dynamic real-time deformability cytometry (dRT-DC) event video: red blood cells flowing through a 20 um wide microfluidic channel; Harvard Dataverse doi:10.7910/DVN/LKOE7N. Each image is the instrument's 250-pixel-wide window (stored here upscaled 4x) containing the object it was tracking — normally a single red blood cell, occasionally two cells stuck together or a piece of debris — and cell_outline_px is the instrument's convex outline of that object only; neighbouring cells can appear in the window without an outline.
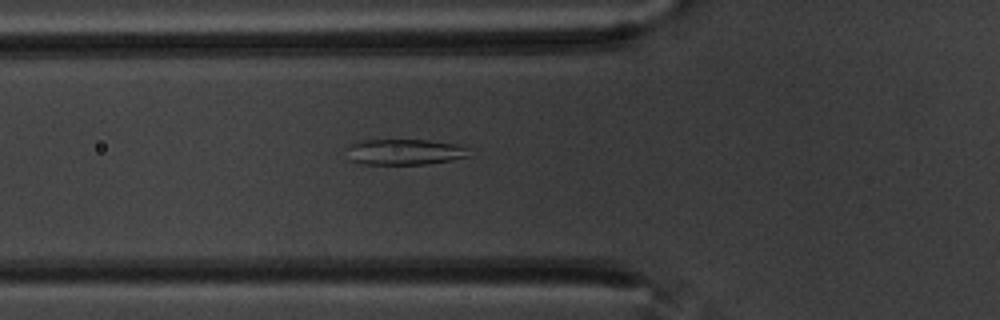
{"species": "common noctule bat (a hibernating species)", "species_latin": "Nyctalus noctula", "temperature_condition": "warm", "stored_images_in_passage": 44, "camera_frame_rate_fps": 3000, "um_per_image_px": 0.085, "animal": {"sex": "male", "body_mass_g": 20.1, "forearm_length_mm": 53.5}, "frame": {"image": 1, "passage_image": 7, "time_ms": 2.0, "image_size_px": [1000, 320], "cell_outline_px": [[472, 156], [452, 160], [424, 164], [364, 164], [352, 160], [344, 148], [352, 144], [364, 140], [428, 140], [452, 144], [468, 148]], "centroid_in_image_um": [34.41, 12.92], "position_along_channel_um": 91.4, "area_um2": 18.26}}
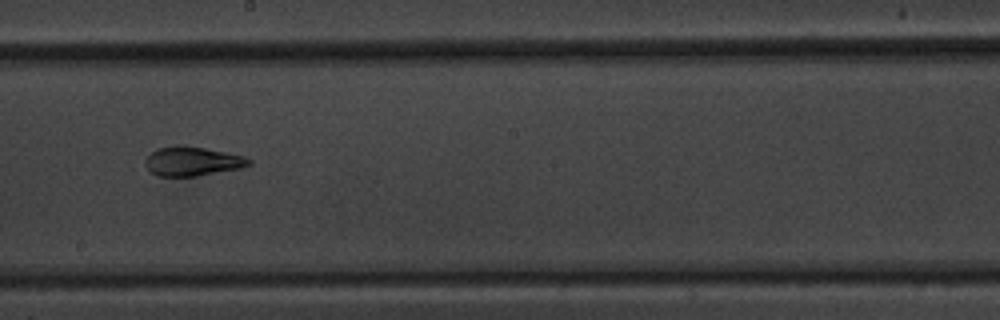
{"frame": {"image": 2, "passage_image": 19, "time_ms": 6.0, "image_size_px": [1000, 320], "cell_outline_px": [[252, 164], [240, 168], [196, 176], [156, 176], [144, 164], [144, 160], [156, 148], [176, 144], [180, 144], [204, 148], [244, 156], [252, 160]], "centroid_in_image_um": [16.32, 13.7], "position_along_channel_um": 231.9, "area_um2": 17.69}}
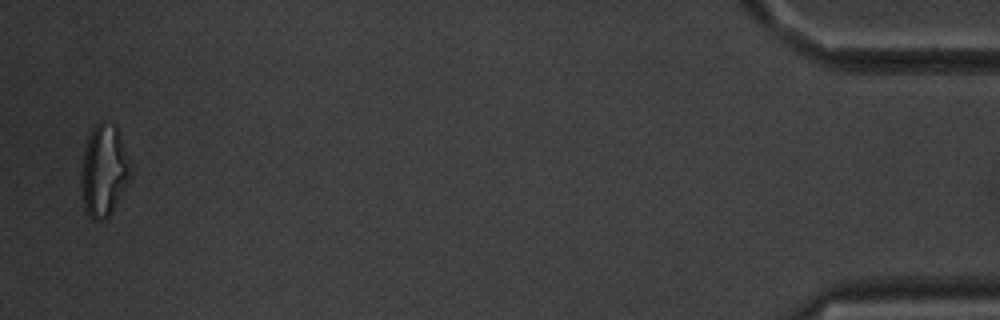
{"frame": {"image": 3, "passage_image": 43, "time_ms": 14.0, "image_size_px": [1000, 320], "cell_outline_px": [[132, 176], [112, 212], [104, 220], [92, 220], [84, 212], [80, 184], [80, 176], [84, 152], [88, 136], [92, 128], [100, 120], [104, 120], [116, 124], [120, 132], [132, 164]], "centroid_in_image_um": [8.85, 14.49], "position_along_channel_um": 426.4, "area_um2": 27.34}, "authors_computed_cell_mechanics": {"area_um2": 18.6116, "velocity_mm_per_s": 3.4977, "shape_relaxation_time_tau1_ms": 10.2515, "shape_relaxation_time_tau2_ms": 1.6593, "deformation_change_tau1": 0.2527, "deformation_change_tau2": 0.0687}}